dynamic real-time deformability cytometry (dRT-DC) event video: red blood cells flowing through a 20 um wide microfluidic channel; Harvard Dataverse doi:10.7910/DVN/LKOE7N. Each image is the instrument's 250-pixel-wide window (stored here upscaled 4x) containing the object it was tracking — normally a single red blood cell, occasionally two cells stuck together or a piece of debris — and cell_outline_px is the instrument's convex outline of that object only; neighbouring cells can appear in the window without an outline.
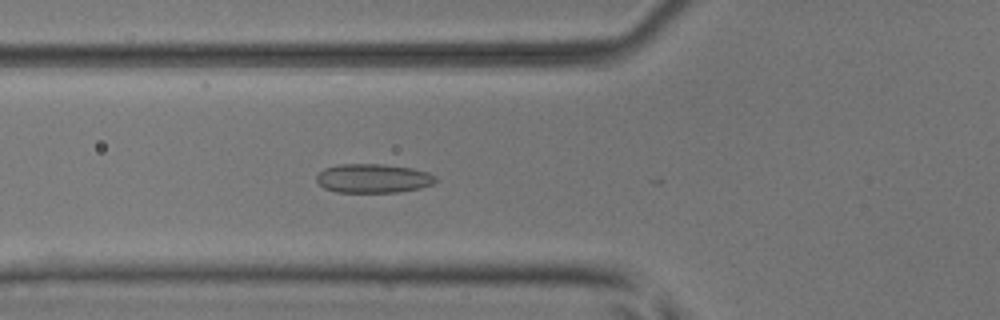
{"species": "common noctule bat (a hibernating species)", "species_latin": "Nyctalus noctula", "temperature_condition": "room temperature", "stored_images_in_passage": 24, "camera_frame_rate_fps": 3000, "um_per_image_px": 0.085, "animal": {"sex": "male", "body_mass_g": 17.9, "forearm_length_mm": 54.2}, "frame": {"image": 1, "passage_image": 20, "time_ms": 6.333, "image_size_px": [1000, 320], "cell_outline_px": [[436, 180], [432, 184], [420, 188], [396, 192], [336, 192], [324, 188], [316, 180], [316, 176], [324, 168], [340, 164], [384, 164], [412, 168], [428, 172], [436, 176]], "centroid_in_image_um": [31.71, 15.16], "position_along_channel_um": 94.1, "area_um2": 20.11}}
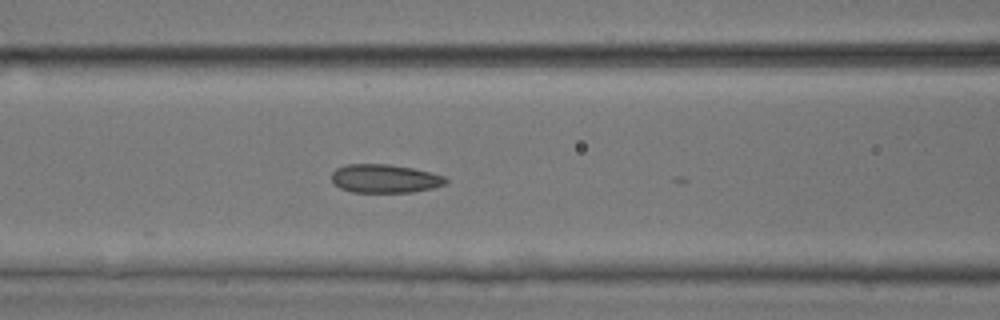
{"frame": {"image": 2, "passage_image": 23, "time_ms": 7.333, "image_size_px": [1000, 320], "cell_outline_px": [[448, 180], [444, 184], [432, 188], [412, 192], [352, 192], [340, 188], [332, 180], [332, 172], [336, 168], [348, 164], [388, 164], [412, 168], [444, 176]], "centroid_in_image_um": [32.68, 15.18], "position_along_channel_um": 133.9, "area_um2": 18.79}}